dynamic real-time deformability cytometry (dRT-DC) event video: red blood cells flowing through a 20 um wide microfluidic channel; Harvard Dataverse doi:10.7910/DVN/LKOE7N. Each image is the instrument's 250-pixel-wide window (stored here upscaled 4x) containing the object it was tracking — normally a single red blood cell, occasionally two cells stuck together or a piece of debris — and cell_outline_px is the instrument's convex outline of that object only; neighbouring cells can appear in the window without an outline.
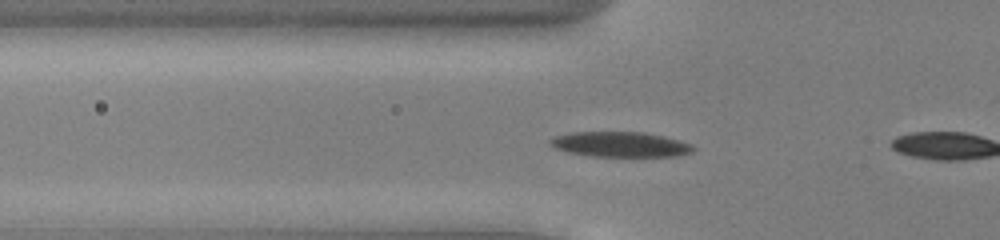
{"species": "common noctule bat (a hibernating species)", "species_latin": "Nyctalus noctula", "temperature_condition": "cold", "stored_images_in_passage": 5, "camera_frame_rate_fps": 3000, "um_per_image_px": 0.085, "animal": {"sex": "male", "body_mass_g": 13.0, "forearm_length_mm": 53.1}, "frame": {"image": 1, "passage_image": 4, "time_ms": 1.0, "image_size_px": [1000, 240], "cell_outline_px": [[696, 148], [692, 152], [676, 156], [592, 156], [568, 152], [556, 148], [548, 144], [548, 140], [552, 136], [572, 132], [644, 132], [664, 136], [680, 140], [692, 144]], "centroid_in_image_um": [52.71, 12.26], "position_along_channel_um": 73.1, "area_um2": 21.1}}